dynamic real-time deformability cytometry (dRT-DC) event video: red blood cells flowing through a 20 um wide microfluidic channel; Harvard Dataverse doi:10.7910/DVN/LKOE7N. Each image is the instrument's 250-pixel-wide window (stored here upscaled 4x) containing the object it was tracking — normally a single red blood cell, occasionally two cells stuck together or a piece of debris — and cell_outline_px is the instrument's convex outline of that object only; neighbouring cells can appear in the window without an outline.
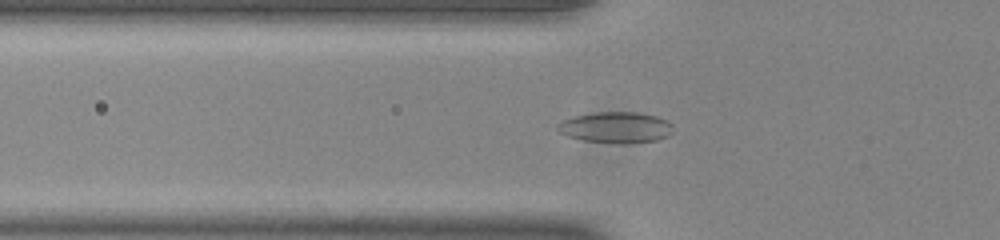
{"species": "common noctule bat (a hibernating species)", "species_latin": "Nyctalus noctula", "temperature_condition": "room temperature", "stored_images_in_passage": 54, "camera_frame_rate_fps": 3000, "um_per_image_px": 0.085, "animal": {"sex": "male", "body_mass_g": 20.0, "forearm_length_mm": 53.3}, "frame": {"image": 1, "passage_image": 20, "time_ms": 6.333, "image_size_px": [1000, 240], "cell_outline_px": [[672, 132], [668, 136], [656, 140], [624, 144], [620, 144], [584, 140], [568, 136], [560, 132], [556, 128], [556, 124], [560, 120], [572, 116], [596, 112], [636, 112], [656, 116], [672, 124]], "centroid_in_image_um": [52.3, 10.83], "position_along_channel_um": 73.5, "area_um2": 20.98}}
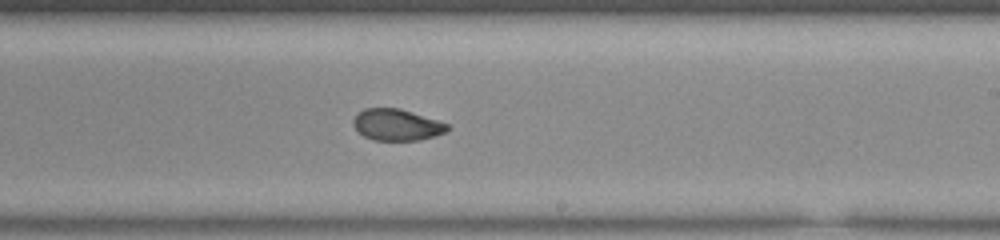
{"frame": {"image": 2, "passage_image": 34, "time_ms": 11.0, "image_size_px": [1000, 240], "cell_outline_px": [[448, 128], [444, 132], [420, 140], [372, 140], [364, 136], [352, 124], [352, 120], [356, 112], [364, 108], [400, 108], [448, 124]], "centroid_in_image_um": [33.65, 10.59], "position_along_channel_um": 255.3, "area_um2": 17.11}}
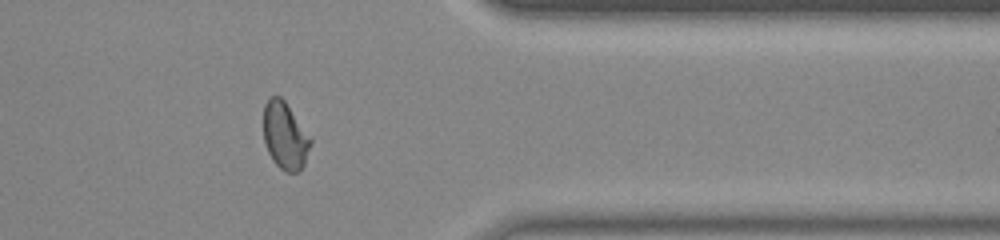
{"frame": {"image": 3, "passage_image": 45, "time_ms": 14.667, "image_size_px": [1000, 240], "cell_outline_px": [[312, 140], [304, 164], [300, 172], [284, 172], [272, 160], [268, 152], [264, 140], [264, 104], [272, 96], [280, 96], [284, 100]], "centroid_in_image_um": [24.22, 11.57], "position_along_channel_um": 387.2, "area_um2": 18.21}, "authors_computed_cell_mechanics": {"area_um2": 18.6116, "velocity_mm_per_s": 3.8932, "shape_relaxation_time_tau1_ms": null, "shape_relaxation_time_tau2_ms": 1.9901, "deformation_change_tau1": null, "deformation_change_tau2": 0.0519}}